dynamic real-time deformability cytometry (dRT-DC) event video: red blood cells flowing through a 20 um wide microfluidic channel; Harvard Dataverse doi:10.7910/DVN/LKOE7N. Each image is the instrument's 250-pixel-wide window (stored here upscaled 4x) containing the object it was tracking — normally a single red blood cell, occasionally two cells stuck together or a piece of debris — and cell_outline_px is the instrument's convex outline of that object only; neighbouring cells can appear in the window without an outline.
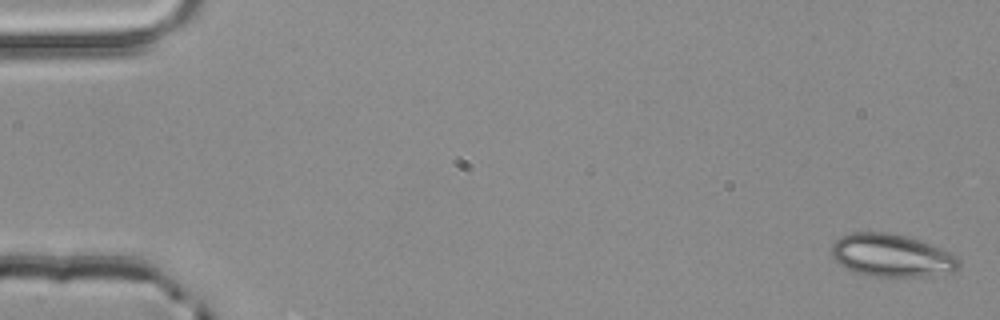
{"species": "common noctule bat (a hibernating species)", "species_latin": "Nyctalus noctula", "temperature_condition": "room temperature", "stored_images_in_passage": 4, "camera_frame_rate_fps": 3000, "um_per_image_px": 0.085, "animal": {"sex": "male", "body_mass_g": 20.4}, "frame": {"image": 1, "passage_image": 1, "time_ms": 0.0, "image_size_px": [1000, 320], "cell_outline_px": [[960, 264], [952, 272], [924, 276], [868, 276], [856, 272], [840, 264], [832, 256], [832, 244], [840, 236], [852, 232], [888, 232], [920, 240], [952, 252], [960, 260]], "centroid_in_image_um": [75.8, 21.7], "position_along_channel_um": 9.2, "area_um2": 31.62}}